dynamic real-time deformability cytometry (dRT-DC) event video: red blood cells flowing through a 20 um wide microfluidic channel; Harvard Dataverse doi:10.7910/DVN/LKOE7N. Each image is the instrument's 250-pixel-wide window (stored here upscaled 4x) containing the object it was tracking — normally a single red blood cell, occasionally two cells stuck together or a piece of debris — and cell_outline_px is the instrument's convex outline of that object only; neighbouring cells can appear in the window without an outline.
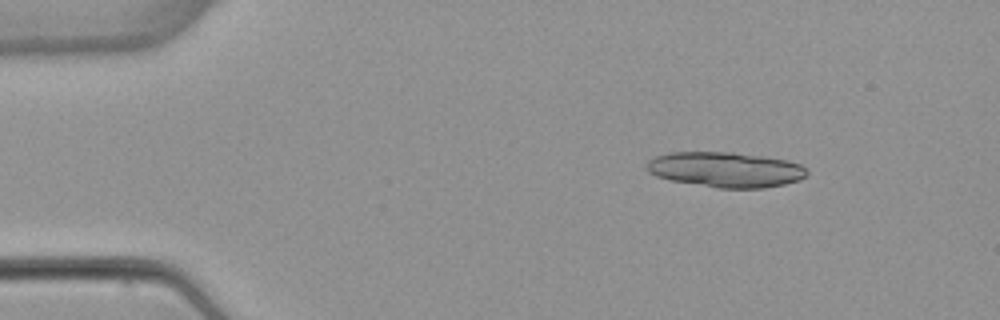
{"species": "common noctule bat (a hibernating species)", "species_latin": "Nyctalus noctula", "temperature_condition": "warm", "stored_images_in_passage": 4, "camera_frame_rate_fps": 3000, "um_per_image_px": 0.085, "animal": {"sex": "female", "body_mass_g": 22.7, "forearm_length_mm": 54.2}, "frame": {"image": 1, "passage_image": 2, "time_ms": 1.0, "image_size_px": [1000, 320], "cell_outline_px": [[808, 172], [800, 180], [784, 184], [764, 188], [716, 188], [672, 180], [656, 176], [648, 172], [648, 160], [656, 156], [672, 152], [732, 152], [764, 156], [788, 160], [800, 164]], "centroid_in_image_um": [61.69, 14.41], "position_along_channel_um": 23.3, "area_um2": 32.83}}